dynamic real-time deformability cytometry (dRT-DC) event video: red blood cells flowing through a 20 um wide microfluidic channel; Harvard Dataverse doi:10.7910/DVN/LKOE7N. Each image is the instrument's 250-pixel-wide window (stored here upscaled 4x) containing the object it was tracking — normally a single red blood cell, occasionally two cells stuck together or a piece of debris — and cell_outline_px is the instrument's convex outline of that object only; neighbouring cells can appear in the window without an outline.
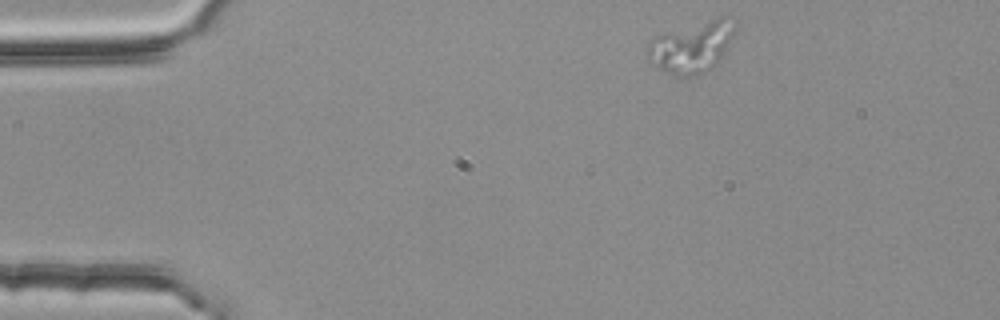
{"species": "common noctule bat (a hibernating species)", "species_latin": "Nyctalus noctula", "temperature_condition": "room temperature", "stored_images_in_passage": 47, "camera_frame_rate_fps": 3000, "um_per_image_px": 0.085, "animal": {"sex": "female", "body_mass_g": 25.1}, "frame": {"image": 1, "passage_image": 1, "time_ms": 0.0, "image_size_px": [1000, 320], "cell_outline_px": [[732, 36], [724, 52], [716, 64], [712, 68], [704, 72], [688, 76], [672, 76], [648, 60], [648, 44], [656, 36], [664, 32], [720, 16], [724, 16], [732, 28]], "centroid_in_image_um": [58.73, 4.02], "position_along_channel_um": 26.3, "area_um2": 25.26}}